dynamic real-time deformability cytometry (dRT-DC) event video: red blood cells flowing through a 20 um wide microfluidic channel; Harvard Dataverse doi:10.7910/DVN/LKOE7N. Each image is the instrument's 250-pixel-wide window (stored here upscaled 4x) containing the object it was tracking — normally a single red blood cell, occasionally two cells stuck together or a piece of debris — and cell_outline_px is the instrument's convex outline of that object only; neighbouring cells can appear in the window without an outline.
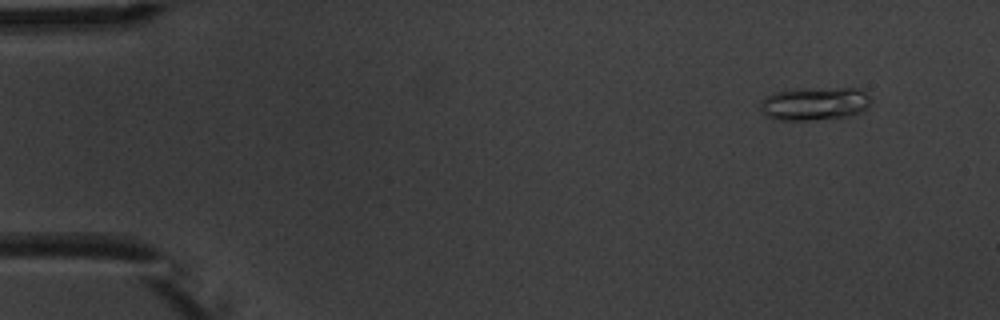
{"species": "common noctule bat (a hibernating species)", "species_latin": "Nyctalus noctula", "temperature_condition": "warm", "stored_images_in_passage": 4, "camera_frame_rate_fps": 3000, "um_per_image_px": 0.085, "animal": {"sex": "male", "body_mass_g": 20.1, "forearm_length_mm": 53.5}, "frame": {"image": 1, "passage_image": 1, "time_ms": 0.0, "image_size_px": [1000, 320], "cell_outline_px": [[868, 104], [860, 112], [848, 116], [808, 120], [776, 120], [764, 116], [760, 108], [760, 104], [768, 96], [776, 92], [840, 88], [860, 88], [868, 96]], "centroid_in_image_um": [69.21, 8.84], "position_along_channel_um": 15.8, "area_um2": 20.58}}